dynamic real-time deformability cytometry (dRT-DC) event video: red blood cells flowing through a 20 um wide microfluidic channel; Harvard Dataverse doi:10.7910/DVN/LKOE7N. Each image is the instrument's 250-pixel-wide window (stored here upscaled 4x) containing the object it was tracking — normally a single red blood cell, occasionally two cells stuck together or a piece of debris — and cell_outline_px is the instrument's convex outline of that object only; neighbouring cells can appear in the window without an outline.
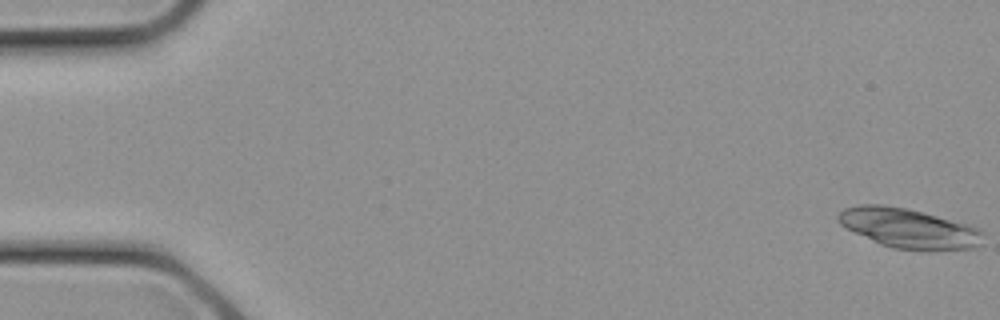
{"species": "common noctule bat (a hibernating species)", "species_latin": "Nyctalus noctula", "temperature_condition": "cold", "stored_images_in_passage": 19, "camera_frame_rate_fps": 3000, "um_per_image_px": 0.085, "animal": {"sex": "female", "body_mass_g": 21.9}, "frame": {"image": 1, "passage_image": 1, "time_ms": 0.0, "image_size_px": [1000, 320], "cell_outline_px": [[984, 232], [980, 244], [972, 248], [932, 252], [928, 252], [892, 248], [880, 244], [844, 228], [836, 220], [836, 216], [844, 208], [860, 204], [884, 204], [908, 208], [924, 212], [968, 224], [980, 228]], "centroid_in_image_um": [77.24, 19.41], "position_along_channel_um": 7.8, "area_um2": 34.33}}
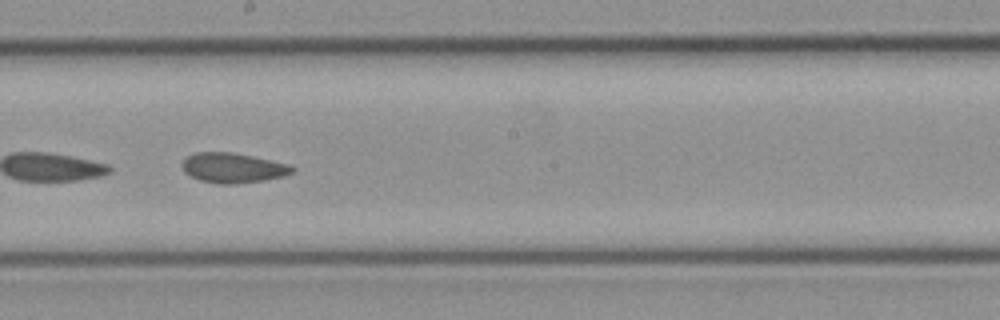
{"frame": {"image": 2, "passage_image": 16, "time_ms": 5.0, "image_size_px": [1000, 320], "cell_outline_px": [[296, 168], [292, 172], [284, 176], [264, 180], [236, 184], [216, 184], [200, 180], [184, 172], [184, 160], [188, 156], [196, 152], [232, 152], [252, 156], [288, 164]], "centroid_in_image_um": [19.82, 14.27], "position_along_channel_um": 228.4, "area_um2": 19.02}}
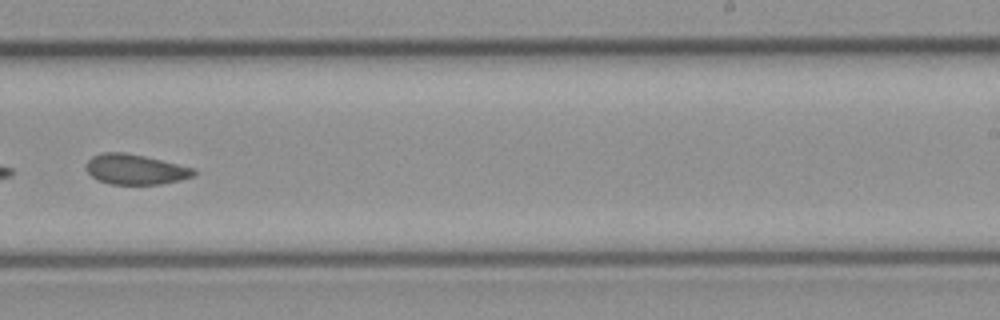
{"frame": {"image": 3, "passage_image": 18, "time_ms": 5.667, "image_size_px": [1000, 320], "cell_outline_px": [[196, 172], [192, 176], [180, 180], [160, 184], [112, 184], [96, 180], [84, 168], [84, 164], [92, 156], [100, 152], [124, 152], [144, 156], [196, 168]], "centroid_in_image_um": [11.46, 14.39], "position_along_channel_um": 277.5, "area_um2": 19.07}}